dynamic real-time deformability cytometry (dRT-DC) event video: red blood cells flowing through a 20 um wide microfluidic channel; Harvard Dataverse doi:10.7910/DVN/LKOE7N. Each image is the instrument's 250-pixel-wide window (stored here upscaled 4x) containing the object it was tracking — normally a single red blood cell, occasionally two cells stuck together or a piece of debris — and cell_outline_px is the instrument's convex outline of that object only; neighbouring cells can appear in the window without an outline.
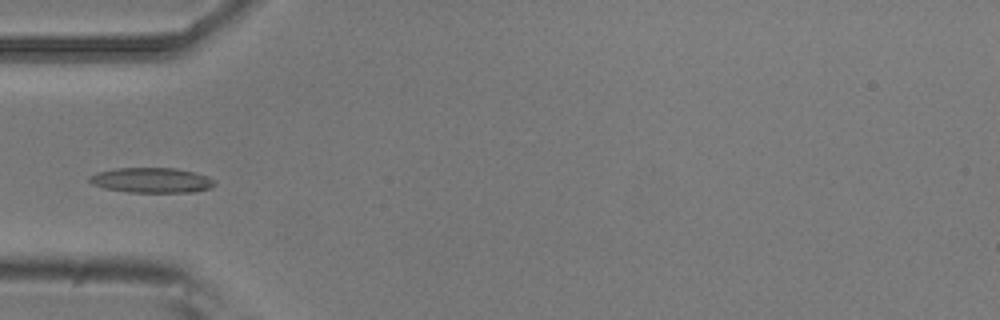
{"species": "common noctule bat (a hibernating species)", "species_latin": "Nyctalus noctula", "temperature_condition": "room temperature", "stored_images_in_passage": 6, "camera_frame_rate_fps": 3000, "um_per_image_px": 0.085, "animal": {"sex": "male", "body_mass_g": 20.5, "forearm_length_mm": 52.5}, "frame": {"image": 1, "passage_image": 5, "time_ms": 1.333, "image_size_px": [1000, 320], "cell_outline_px": [[216, 184], [212, 188], [196, 192], [128, 192], [104, 188], [92, 184], [88, 180], [88, 176], [96, 172], [116, 168], [176, 168], [196, 172], [208, 176], [216, 180]], "centroid_in_image_um": [12.92, 15.32], "position_along_channel_um": 72.1, "area_um2": 18.61}}
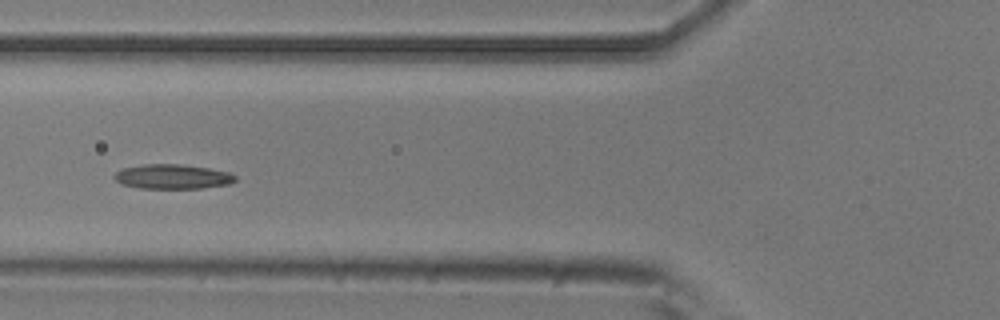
{"frame": {"image": 2, "passage_image": 6, "time_ms": 1.667, "image_size_px": [1000, 320], "cell_outline_px": [[236, 180], [228, 184], [200, 188], [140, 188], [120, 184], [112, 176], [116, 172], [124, 168], [144, 164], [180, 164], [208, 168], [232, 172], [236, 176]], "centroid_in_image_um": [14.67, 15.01], "position_along_channel_um": 111.1, "area_um2": 17.34}}